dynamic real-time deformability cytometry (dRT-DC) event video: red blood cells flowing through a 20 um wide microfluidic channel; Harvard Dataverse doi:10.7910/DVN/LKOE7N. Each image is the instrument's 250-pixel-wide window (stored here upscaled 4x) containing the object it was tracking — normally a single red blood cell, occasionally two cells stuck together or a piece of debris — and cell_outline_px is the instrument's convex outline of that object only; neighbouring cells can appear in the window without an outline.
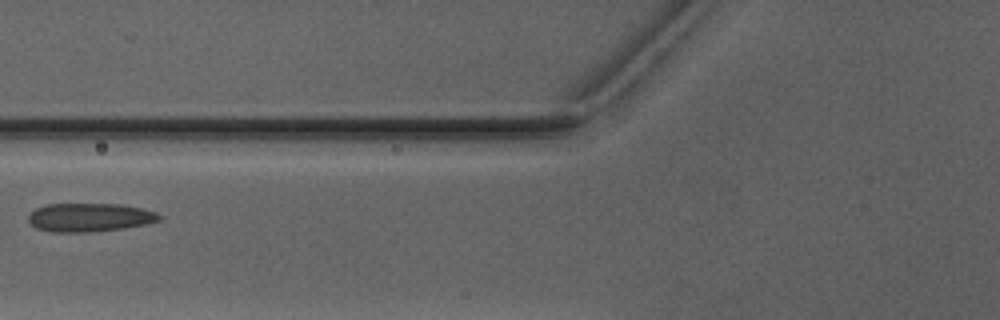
{"species": "Egyptian fruit bat (a non-hibernating species)", "species_latin": "Rousettus aegyptiacus", "temperature_condition": "warm", "stored_images_in_passage": 6, "camera_frame_rate_fps": 3000, "um_per_image_px": 0.085, "animal": {"sex": "male"}, "frame": {"image": 1, "passage_image": 6, "time_ms": 6.333, "image_size_px": [1000, 320], "cell_outline_px": [[160, 220], [148, 224], [92, 232], [52, 232], [36, 228], [28, 220], [28, 216], [36, 208], [44, 204], [120, 204], [140, 208], [156, 212], [160, 216]], "centroid_in_image_um": [7.59, 18.48], "position_along_channel_um": 118.2, "area_um2": 21.68}}